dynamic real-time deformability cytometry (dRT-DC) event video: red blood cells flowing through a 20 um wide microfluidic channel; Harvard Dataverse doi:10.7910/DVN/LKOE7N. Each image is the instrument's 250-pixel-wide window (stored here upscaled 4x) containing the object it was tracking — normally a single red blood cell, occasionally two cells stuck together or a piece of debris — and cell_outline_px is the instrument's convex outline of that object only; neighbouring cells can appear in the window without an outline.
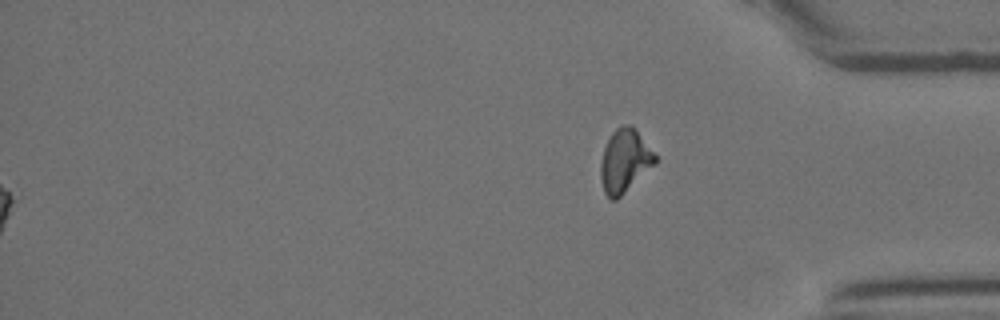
{"species": "Egyptian fruit bat (a non-hibernating species)", "species_latin": "Rousettus aegyptiacus", "temperature_condition": "room temperature", "stored_images_in_passage": 50, "segment_of_instrument_passage": [2, 2], "camera_frame_rate_fps": 3000, "um_per_image_px": 0.085, "animal": {"sex": "female"}, "frame": {"image": 1, "passage_image": 50, "time_ms": 16.333, "image_size_px": [1000, 320], "cell_outline_px": [[656, 164], [616, 200], [612, 200], [604, 192], [600, 180], [600, 164], [604, 148], [612, 132], [616, 128], [624, 124], [632, 124], [656, 156]], "centroid_in_image_um": [53.09, 13.67], "position_along_channel_um": 382.1, "area_um2": 20.0}}